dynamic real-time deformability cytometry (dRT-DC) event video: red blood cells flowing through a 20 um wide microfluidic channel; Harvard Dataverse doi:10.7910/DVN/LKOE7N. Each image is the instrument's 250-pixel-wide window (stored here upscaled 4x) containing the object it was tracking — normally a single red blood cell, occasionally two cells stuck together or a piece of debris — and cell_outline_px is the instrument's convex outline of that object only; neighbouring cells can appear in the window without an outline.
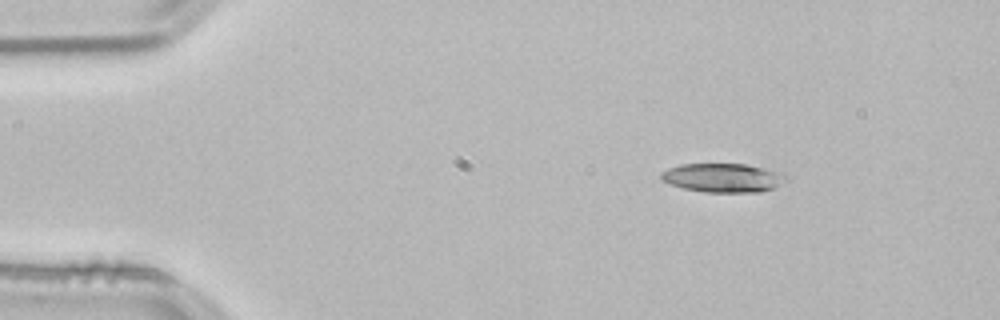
{"species": "common noctule bat (a hibernating species)", "species_latin": "Nyctalus noctula", "temperature_condition": "room temperature", "stored_images_in_passage": 46, "camera_frame_rate_fps": 3000, "um_per_image_px": 0.085, "animal": {"sex": "male", "body_mass_g": 21.5, "forearm_length_mm": 52.0}, "frame": {"image": 1, "passage_image": 1, "time_ms": 0.0, "image_size_px": [1000, 320], "cell_outline_px": [[788, 180], [772, 188], [760, 192], [704, 192], [684, 188], [660, 180], [660, 172], [668, 168], [680, 164], [744, 164], [780, 172], [788, 176]], "centroid_in_image_um": [61.43, 15.11], "position_along_channel_um": 23.6, "area_um2": 20.98}}
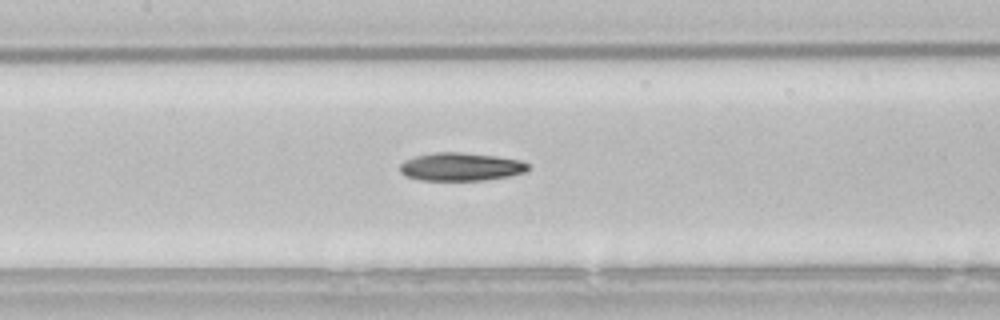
{"frame": {"image": 2, "passage_image": 18, "time_ms": 5.667, "image_size_px": [1000, 320], "cell_outline_px": [[532, 168], [528, 172], [508, 176], [484, 180], [420, 180], [404, 176], [400, 172], [400, 164], [404, 160], [416, 156], [432, 152], [460, 152], [496, 156], [520, 160], [528, 164]], "centroid_in_image_um": [39.18, 14.17], "position_along_channel_um": 168.2, "area_um2": 21.21}}
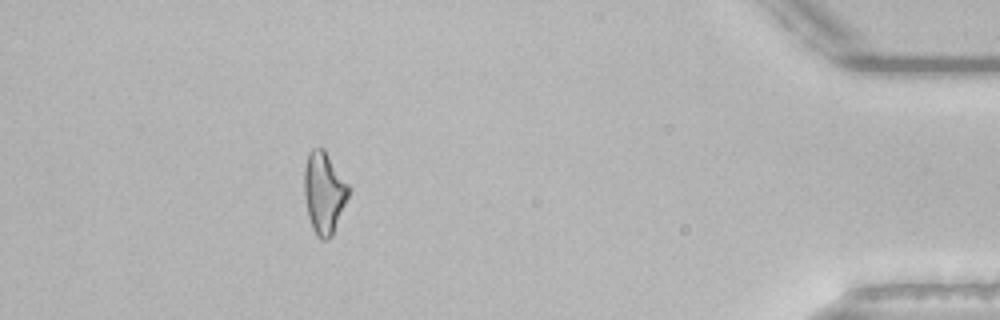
{"frame": {"image": 3, "passage_image": 41, "time_ms": 13.333, "image_size_px": [1000, 320], "cell_outline_px": [[348, 196], [332, 236], [328, 240], [320, 240], [316, 236], [312, 228], [308, 216], [304, 196], [304, 168], [308, 152], [312, 148], [324, 148], [348, 184]], "centroid_in_image_um": [27.51, 16.38], "position_along_channel_um": 407.7, "area_um2": 21.1}, "authors_computed_cell_mechanics": {"area_um2": 20.9814, "velocity_mm_per_s": 3.8406, "shape_relaxation_time_tau1_ms": null, "shape_relaxation_time_tau2_ms": 9.3193, "deformation_change_tau1": null, "deformation_change_tau2": 0.2256}}